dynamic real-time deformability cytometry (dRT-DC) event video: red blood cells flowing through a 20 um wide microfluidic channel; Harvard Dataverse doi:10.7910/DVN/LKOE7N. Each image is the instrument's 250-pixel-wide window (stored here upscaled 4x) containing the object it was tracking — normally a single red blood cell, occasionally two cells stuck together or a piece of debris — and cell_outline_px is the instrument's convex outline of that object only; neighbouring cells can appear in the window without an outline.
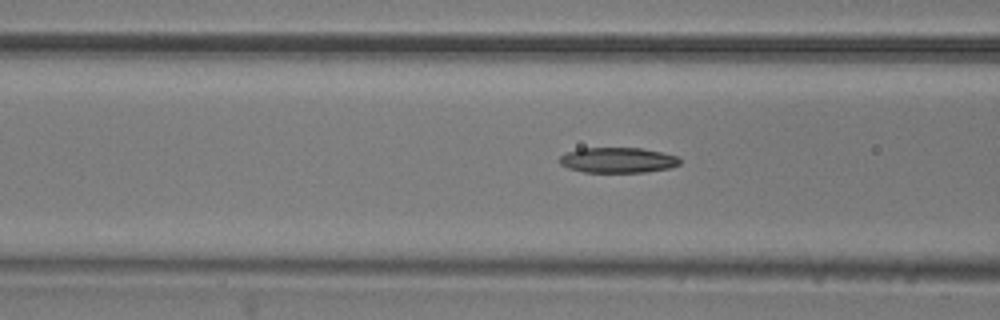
{"species": "common noctule bat (a hibernating species)", "species_latin": "Nyctalus noctula", "temperature_condition": "room temperature", "stored_images_in_passage": 36, "camera_frame_rate_fps": 3000, "um_per_image_px": 0.085, "animal": {"sex": "male", "body_mass_g": 20.5, "forearm_length_mm": 52.5}, "frame": {"image": 1, "passage_image": 15, "time_ms": 4.667, "image_size_px": [1000, 320], "cell_outline_px": [[680, 164], [668, 168], [644, 172], [584, 172], [568, 168], [560, 164], [556, 160], [560, 156], [568, 152], [580, 148], [640, 148], [660, 152], [676, 156], [680, 160]], "centroid_in_image_um": [52.45, 13.61], "position_along_channel_um": 114.1, "area_um2": 17.69}}
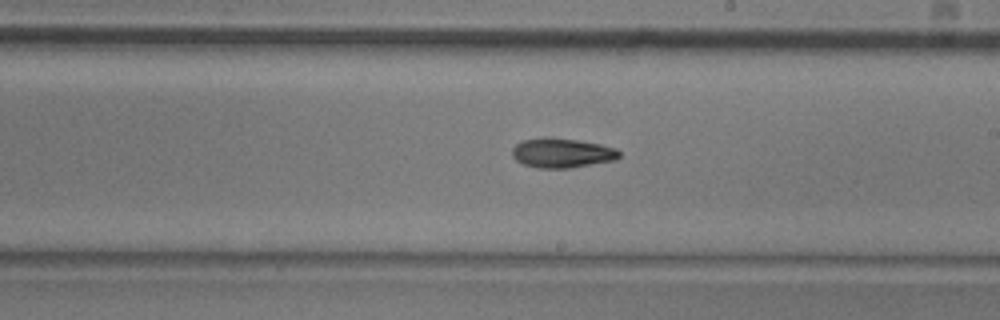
{"frame": {"image": 2, "passage_image": 25, "time_ms": 8.0, "image_size_px": [1000, 320], "cell_outline_px": [[620, 156], [616, 160], [568, 168], [536, 168], [524, 164], [516, 160], [512, 156], [512, 148], [520, 140], [544, 136], [576, 140], [600, 144], [616, 148], [620, 152]], "centroid_in_image_um": [47.74, 12.99], "position_along_channel_um": 241.3, "area_um2": 18.61}}
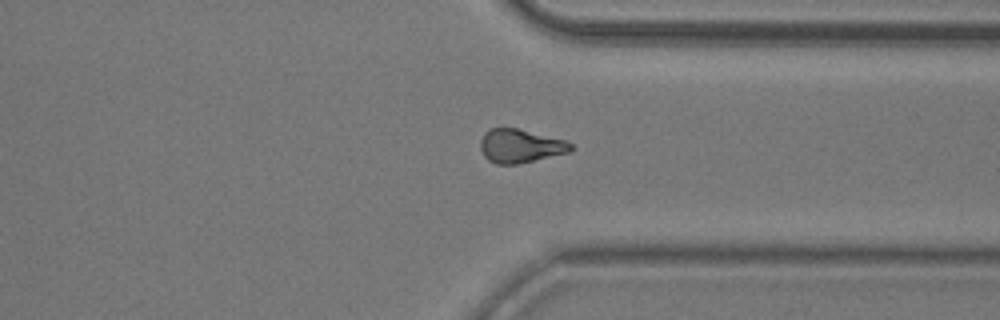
{"frame": {"image": 3, "passage_image": 35, "time_ms": 11.333, "image_size_px": [1000, 320], "cell_outline_px": [[572, 148], [568, 152], [516, 164], [496, 164], [488, 160], [484, 156], [480, 148], [480, 140], [484, 132], [492, 128], [516, 128], [564, 140], [572, 144]], "centroid_in_image_um": [44.16, 12.4], "position_along_channel_um": 367.2, "area_um2": 17.4}}